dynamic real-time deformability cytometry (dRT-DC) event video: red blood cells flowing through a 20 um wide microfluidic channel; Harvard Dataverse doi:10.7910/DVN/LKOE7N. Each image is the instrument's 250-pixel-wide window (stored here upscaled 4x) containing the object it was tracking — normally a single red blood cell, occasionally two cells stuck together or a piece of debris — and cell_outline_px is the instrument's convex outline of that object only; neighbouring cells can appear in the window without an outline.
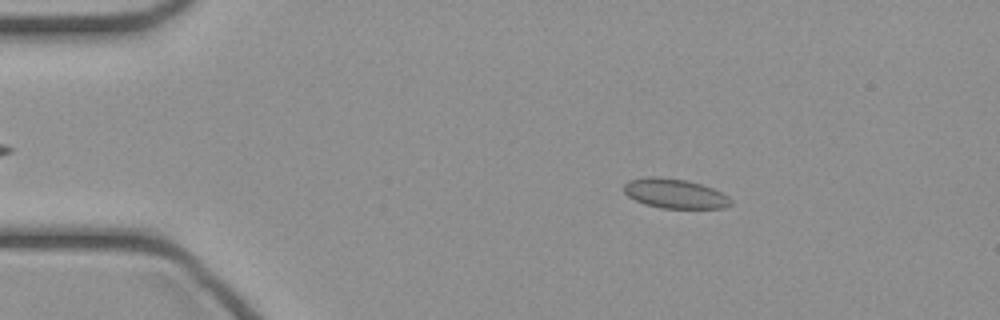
{"species": "common noctule bat (a hibernating species)", "species_latin": "Nyctalus noctula", "temperature_condition": "cold", "stored_images_in_passage": 46, "camera_frame_rate_fps": 3000, "um_per_image_px": 0.085, "animal": {"sex": "female", "body_mass_g": 21.9}, "frame": {"image": 1, "passage_image": 7, "time_ms": 2.0, "image_size_px": [1000, 320], "cell_outline_px": [[732, 204], [724, 208], [660, 208], [644, 204], [628, 196], [624, 192], [624, 184], [628, 180], [648, 176], [656, 176], [688, 180], [712, 188], [728, 196], [732, 200]], "centroid_in_image_um": [57.35, 16.45], "position_along_channel_um": 27.7, "area_um2": 18.5}}
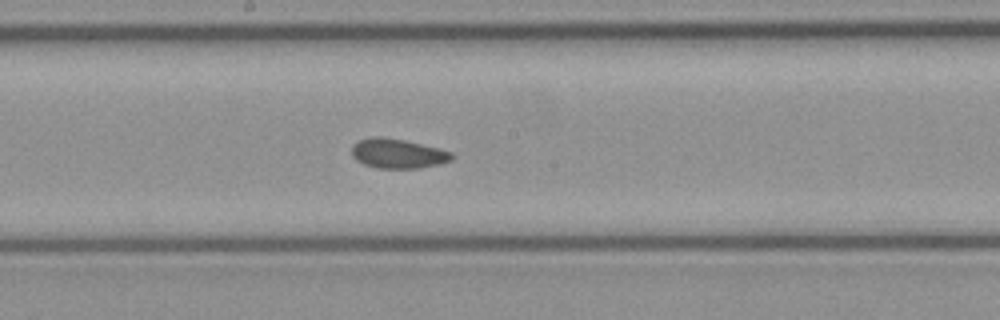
{"frame": {"image": 2, "passage_image": 24, "time_ms": 7.667, "image_size_px": [1000, 320], "cell_outline_px": [[456, 156], [452, 160], [440, 164], [420, 168], [376, 168], [364, 164], [356, 160], [352, 156], [352, 144], [360, 140], [372, 136], [380, 136], [404, 140], [440, 148], [452, 152]], "centroid_in_image_um": [33.84, 13.05], "position_along_channel_um": 214.4, "area_um2": 17.46}}
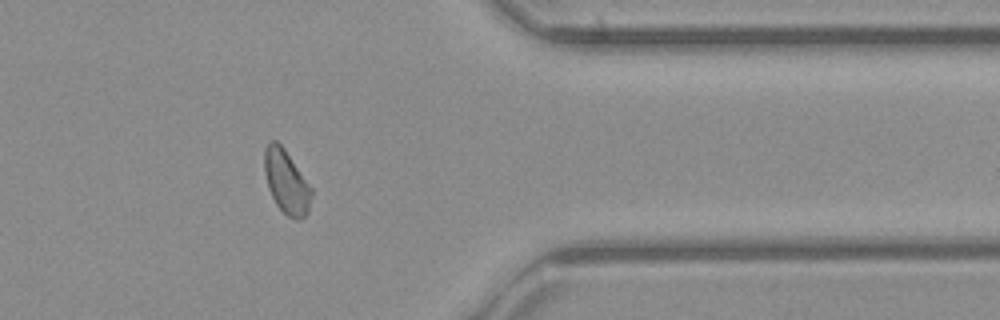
{"frame": {"image": 3, "passage_image": 37, "time_ms": 12.0, "image_size_px": [1000, 320], "cell_outline_px": [[312, 196], [308, 212], [300, 220], [296, 220], [288, 216], [276, 204], [268, 188], [264, 172], [264, 148], [268, 140], [276, 140], [284, 148], [312, 188]], "centroid_in_image_um": [24.33, 15.44], "position_along_channel_um": 387.1, "area_um2": 17.51}}